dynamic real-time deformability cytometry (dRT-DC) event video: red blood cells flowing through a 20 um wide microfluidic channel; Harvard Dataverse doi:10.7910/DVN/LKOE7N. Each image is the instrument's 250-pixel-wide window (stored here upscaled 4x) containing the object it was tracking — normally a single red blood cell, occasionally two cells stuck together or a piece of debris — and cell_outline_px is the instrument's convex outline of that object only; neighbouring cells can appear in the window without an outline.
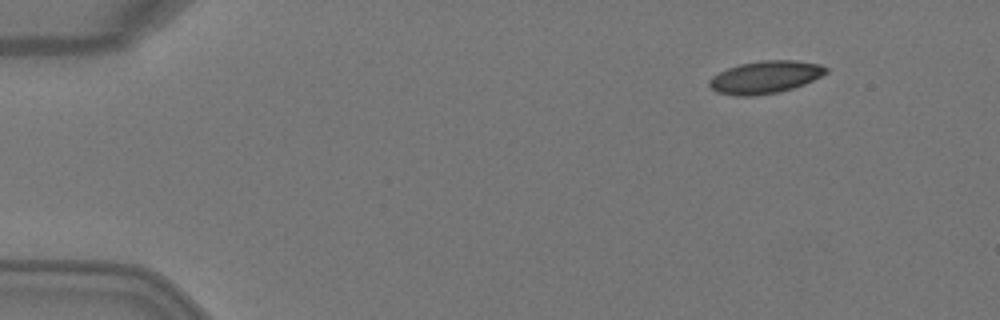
{"species": "Egyptian fruit bat (a non-hibernating species)", "species_latin": "Rousettus aegyptiacus", "temperature_condition": "warm", "stored_images_in_passage": 6, "camera_frame_rate_fps": 3000, "um_per_image_px": 0.085, "animal": {"sex": "female"}, "frame": {"image": 1, "passage_image": 2, "time_ms": 0.333, "image_size_px": [1000, 320], "cell_outline_px": [[828, 72], [804, 84], [792, 88], [776, 92], [752, 96], [736, 96], [716, 92], [708, 84], [708, 80], [712, 76], [728, 68], [740, 64], [760, 60], [796, 60], [820, 64], [828, 68]], "centroid_in_image_um": [65.03, 6.55], "position_along_channel_um": 20.0, "area_um2": 22.02}}
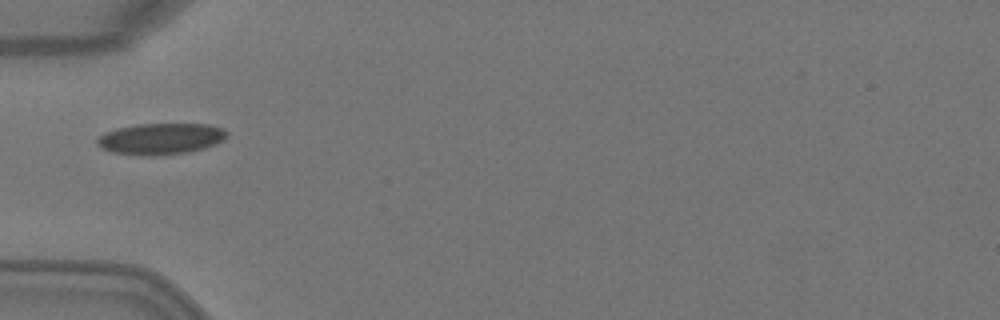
{"frame": {"image": 2, "passage_image": 5, "time_ms": 1.333, "image_size_px": [1000, 320], "cell_outline_px": [[228, 136], [224, 140], [216, 144], [204, 148], [188, 152], [156, 156], [140, 156], [112, 152], [96, 144], [96, 140], [104, 132], [116, 128], [136, 124], [208, 124], [224, 128], [228, 132]], "centroid_in_image_um": [13.68, 11.8], "position_along_channel_um": 71.3, "area_um2": 23.93}}